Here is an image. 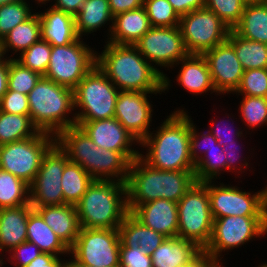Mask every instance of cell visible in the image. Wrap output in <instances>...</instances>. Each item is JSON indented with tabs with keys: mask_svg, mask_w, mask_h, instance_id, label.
I'll list each match as a JSON object with an SVG mask.
<instances>
[{
	"mask_svg": "<svg viewBox=\"0 0 267 267\" xmlns=\"http://www.w3.org/2000/svg\"><path fill=\"white\" fill-rule=\"evenodd\" d=\"M105 43L102 53H96V65L120 91L150 92L156 96L168 91L171 80L151 65L135 45Z\"/></svg>",
	"mask_w": 267,
	"mask_h": 267,
	"instance_id": "1",
	"label": "cell"
},
{
	"mask_svg": "<svg viewBox=\"0 0 267 267\" xmlns=\"http://www.w3.org/2000/svg\"><path fill=\"white\" fill-rule=\"evenodd\" d=\"M178 108L167 116L158 129L149 133L140 147L146 148L140 157L151 167L166 171H194L190 156L191 117ZM154 134V135H153Z\"/></svg>",
	"mask_w": 267,
	"mask_h": 267,
	"instance_id": "2",
	"label": "cell"
},
{
	"mask_svg": "<svg viewBox=\"0 0 267 267\" xmlns=\"http://www.w3.org/2000/svg\"><path fill=\"white\" fill-rule=\"evenodd\" d=\"M56 142L69 161L78 163L94 180L127 182L130 164L141 154L101 148L79 126L61 131Z\"/></svg>",
	"mask_w": 267,
	"mask_h": 267,
	"instance_id": "3",
	"label": "cell"
},
{
	"mask_svg": "<svg viewBox=\"0 0 267 267\" xmlns=\"http://www.w3.org/2000/svg\"><path fill=\"white\" fill-rule=\"evenodd\" d=\"M195 182L194 171L156 169L138 156L130 164L126 182L128 211L157 199L178 202Z\"/></svg>",
	"mask_w": 267,
	"mask_h": 267,
	"instance_id": "4",
	"label": "cell"
},
{
	"mask_svg": "<svg viewBox=\"0 0 267 267\" xmlns=\"http://www.w3.org/2000/svg\"><path fill=\"white\" fill-rule=\"evenodd\" d=\"M75 207L81 228L118 229L129 213L127 183L93 180Z\"/></svg>",
	"mask_w": 267,
	"mask_h": 267,
	"instance_id": "5",
	"label": "cell"
},
{
	"mask_svg": "<svg viewBox=\"0 0 267 267\" xmlns=\"http://www.w3.org/2000/svg\"><path fill=\"white\" fill-rule=\"evenodd\" d=\"M27 97L29 117L39 131L57 136L64 129L76 126V117L72 112L73 89L42 76Z\"/></svg>",
	"mask_w": 267,
	"mask_h": 267,
	"instance_id": "6",
	"label": "cell"
},
{
	"mask_svg": "<svg viewBox=\"0 0 267 267\" xmlns=\"http://www.w3.org/2000/svg\"><path fill=\"white\" fill-rule=\"evenodd\" d=\"M119 92L95 65L73 89L76 122L113 118Z\"/></svg>",
	"mask_w": 267,
	"mask_h": 267,
	"instance_id": "7",
	"label": "cell"
},
{
	"mask_svg": "<svg viewBox=\"0 0 267 267\" xmlns=\"http://www.w3.org/2000/svg\"><path fill=\"white\" fill-rule=\"evenodd\" d=\"M177 208V237L192 241L204 250L211 239L213 229L208 181H196L177 202Z\"/></svg>",
	"mask_w": 267,
	"mask_h": 267,
	"instance_id": "8",
	"label": "cell"
},
{
	"mask_svg": "<svg viewBox=\"0 0 267 267\" xmlns=\"http://www.w3.org/2000/svg\"><path fill=\"white\" fill-rule=\"evenodd\" d=\"M267 234V216H227L213 219L211 239L203 250L219 264L225 252ZM246 242V243H245Z\"/></svg>",
	"mask_w": 267,
	"mask_h": 267,
	"instance_id": "9",
	"label": "cell"
},
{
	"mask_svg": "<svg viewBox=\"0 0 267 267\" xmlns=\"http://www.w3.org/2000/svg\"><path fill=\"white\" fill-rule=\"evenodd\" d=\"M56 136L39 131L35 136L0 146V168L30 185Z\"/></svg>",
	"mask_w": 267,
	"mask_h": 267,
	"instance_id": "10",
	"label": "cell"
},
{
	"mask_svg": "<svg viewBox=\"0 0 267 267\" xmlns=\"http://www.w3.org/2000/svg\"><path fill=\"white\" fill-rule=\"evenodd\" d=\"M82 39L78 38L64 46H52L45 78L71 89L78 85L96 65L97 51L86 45Z\"/></svg>",
	"mask_w": 267,
	"mask_h": 267,
	"instance_id": "11",
	"label": "cell"
},
{
	"mask_svg": "<svg viewBox=\"0 0 267 267\" xmlns=\"http://www.w3.org/2000/svg\"><path fill=\"white\" fill-rule=\"evenodd\" d=\"M120 245L118 229L81 228L70 248L68 263L119 267Z\"/></svg>",
	"mask_w": 267,
	"mask_h": 267,
	"instance_id": "12",
	"label": "cell"
},
{
	"mask_svg": "<svg viewBox=\"0 0 267 267\" xmlns=\"http://www.w3.org/2000/svg\"><path fill=\"white\" fill-rule=\"evenodd\" d=\"M179 28L189 54L203 55L227 40L230 28L205 6L180 17Z\"/></svg>",
	"mask_w": 267,
	"mask_h": 267,
	"instance_id": "13",
	"label": "cell"
},
{
	"mask_svg": "<svg viewBox=\"0 0 267 267\" xmlns=\"http://www.w3.org/2000/svg\"><path fill=\"white\" fill-rule=\"evenodd\" d=\"M212 182L214 181H208V193L213 219L227 216H267V185L252 194L237 186L225 185L223 182L218 186Z\"/></svg>",
	"mask_w": 267,
	"mask_h": 267,
	"instance_id": "14",
	"label": "cell"
},
{
	"mask_svg": "<svg viewBox=\"0 0 267 267\" xmlns=\"http://www.w3.org/2000/svg\"><path fill=\"white\" fill-rule=\"evenodd\" d=\"M67 153L55 142L44 154L40 169L30 188V204L38 207L66 204L61 186Z\"/></svg>",
	"mask_w": 267,
	"mask_h": 267,
	"instance_id": "15",
	"label": "cell"
},
{
	"mask_svg": "<svg viewBox=\"0 0 267 267\" xmlns=\"http://www.w3.org/2000/svg\"><path fill=\"white\" fill-rule=\"evenodd\" d=\"M134 45L151 65L160 68L173 69L189 55L179 26L151 27Z\"/></svg>",
	"mask_w": 267,
	"mask_h": 267,
	"instance_id": "16",
	"label": "cell"
},
{
	"mask_svg": "<svg viewBox=\"0 0 267 267\" xmlns=\"http://www.w3.org/2000/svg\"><path fill=\"white\" fill-rule=\"evenodd\" d=\"M150 92L120 91L116 100L115 118L139 143L151 132L153 105Z\"/></svg>",
	"mask_w": 267,
	"mask_h": 267,
	"instance_id": "17",
	"label": "cell"
},
{
	"mask_svg": "<svg viewBox=\"0 0 267 267\" xmlns=\"http://www.w3.org/2000/svg\"><path fill=\"white\" fill-rule=\"evenodd\" d=\"M203 56L207 60L217 95L234 93L244 73L234 47L226 40L206 51Z\"/></svg>",
	"mask_w": 267,
	"mask_h": 267,
	"instance_id": "18",
	"label": "cell"
},
{
	"mask_svg": "<svg viewBox=\"0 0 267 267\" xmlns=\"http://www.w3.org/2000/svg\"><path fill=\"white\" fill-rule=\"evenodd\" d=\"M91 139L101 148L118 152H139L133 144H140L115 118L76 122Z\"/></svg>",
	"mask_w": 267,
	"mask_h": 267,
	"instance_id": "19",
	"label": "cell"
},
{
	"mask_svg": "<svg viewBox=\"0 0 267 267\" xmlns=\"http://www.w3.org/2000/svg\"><path fill=\"white\" fill-rule=\"evenodd\" d=\"M132 214L145 226L163 234L165 237H177V202L157 199L139 205Z\"/></svg>",
	"mask_w": 267,
	"mask_h": 267,
	"instance_id": "20",
	"label": "cell"
},
{
	"mask_svg": "<svg viewBox=\"0 0 267 267\" xmlns=\"http://www.w3.org/2000/svg\"><path fill=\"white\" fill-rule=\"evenodd\" d=\"M35 210L69 249L75 244L81 226L74 205L43 206Z\"/></svg>",
	"mask_w": 267,
	"mask_h": 267,
	"instance_id": "21",
	"label": "cell"
},
{
	"mask_svg": "<svg viewBox=\"0 0 267 267\" xmlns=\"http://www.w3.org/2000/svg\"><path fill=\"white\" fill-rule=\"evenodd\" d=\"M177 64H181V68L175 80L183 90L196 94L195 96L208 91L210 94H217L207 60L203 55L189 54Z\"/></svg>",
	"mask_w": 267,
	"mask_h": 267,
	"instance_id": "22",
	"label": "cell"
},
{
	"mask_svg": "<svg viewBox=\"0 0 267 267\" xmlns=\"http://www.w3.org/2000/svg\"><path fill=\"white\" fill-rule=\"evenodd\" d=\"M202 252L192 241L180 237H166L151 254V260L153 267H184Z\"/></svg>",
	"mask_w": 267,
	"mask_h": 267,
	"instance_id": "23",
	"label": "cell"
},
{
	"mask_svg": "<svg viewBox=\"0 0 267 267\" xmlns=\"http://www.w3.org/2000/svg\"><path fill=\"white\" fill-rule=\"evenodd\" d=\"M46 11V12H45ZM38 13L41 18V39L52 46H64L79 37L75 28L74 16L53 6Z\"/></svg>",
	"mask_w": 267,
	"mask_h": 267,
	"instance_id": "24",
	"label": "cell"
},
{
	"mask_svg": "<svg viewBox=\"0 0 267 267\" xmlns=\"http://www.w3.org/2000/svg\"><path fill=\"white\" fill-rule=\"evenodd\" d=\"M32 205L0 209V245L5 252L27 241V222Z\"/></svg>",
	"mask_w": 267,
	"mask_h": 267,
	"instance_id": "25",
	"label": "cell"
},
{
	"mask_svg": "<svg viewBox=\"0 0 267 267\" xmlns=\"http://www.w3.org/2000/svg\"><path fill=\"white\" fill-rule=\"evenodd\" d=\"M151 28L144 6L117 14L107 42L134 45Z\"/></svg>",
	"mask_w": 267,
	"mask_h": 267,
	"instance_id": "26",
	"label": "cell"
},
{
	"mask_svg": "<svg viewBox=\"0 0 267 267\" xmlns=\"http://www.w3.org/2000/svg\"><path fill=\"white\" fill-rule=\"evenodd\" d=\"M120 247H141L144 253L151 255L165 240V236L152 230L129 212L118 228Z\"/></svg>",
	"mask_w": 267,
	"mask_h": 267,
	"instance_id": "27",
	"label": "cell"
},
{
	"mask_svg": "<svg viewBox=\"0 0 267 267\" xmlns=\"http://www.w3.org/2000/svg\"><path fill=\"white\" fill-rule=\"evenodd\" d=\"M113 15L110 11L109 0H85L80 11L74 16L75 28L79 38L87 36L107 23L108 37L112 30ZM109 22V23H108ZM100 28V29H99ZM87 34V35H86Z\"/></svg>",
	"mask_w": 267,
	"mask_h": 267,
	"instance_id": "28",
	"label": "cell"
},
{
	"mask_svg": "<svg viewBox=\"0 0 267 267\" xmlns=\"http://www.w3.org/2000/svg\"><path fill=\"white\" fill-rule=\"evenodd\" d=\"M27 241L37 245L42 253H49L55 256L70 254V249L45 223L36 210H33L28 217Z\"/></svg>",
	"mask_w": 267,
	"mask_h": 267,
	"instance_id": "29",
	"label": "cell"
},
{
	"mask_svg": "<svg viewBox=\"0 0 267 267\" xmlns=\"http://www.w3.org/2000/svg\"><path fill=\"white\" fill-rule=\"evenodd\" d=\"M41 39V18L38 12L33 13L27 20L15 26L0 42L1 53L12 50L13 54L27 50ZM15 51V52H14Z\"/></svg>",
	"mask_w": 267,
	"mask_h": 267,
	"instance_id": "30",
	"label": "cell"
},
{
	"mask_svg": "<svg viewBox=\"0 0 267 267\" xmlns=\"http://www.w3.org/2000/svg\"><path fill=\"white\" fill-rule=\"evenodd\" d=\"M233 30L245 39L267 44V2L246 5Z\"/></svg>",
	"mask_w": 267,
	"mask_h": 267,
	"instance_id": "31",
	"label": "cell"
},
{
	"mask_svg": "<svg viewBox=\"0 0 267 267\" xmlns=\"http://www.w3.org/2000/svg\"><path fill=\"white\" fill-rule=\"evenodd\" d=\"M227 41L234 47L244 70L267 68V44L251 41L230 29Z\"/></svg>",
	"mask_w": 267,
	"mask_h": 267,
	"instance_id": "32",
	"label": "cell"
},
{
	"mask_svg": "<svg viewBox=\"0 0 267 267\" xmlns=\"http://www.w3.org/2000/svg\"><path fill=\"white\" fill-rule=\"evenodd\" d=\"M93 180L78 163L68 161L61 179L64 202L75 206Z\"/></svg>",
	"mask_w": 267,
	"mask_h": 267,
	"instance_id": "33",
	"label": "cell"
},
{
	"mask_svg": "<svg viewBox=\"0 0 267 267\" xmlns=\"http://www.w3.org/2000/svg\"><path fill=\"white\" fill-rule=\"evenodd\" d=\"M38 132L29 115L0 111V146L33 137Z\"/></svg>",
	"mask_w": 267,
	"mask_h": 267,
	"instance_id": "34",
	"label": "cell"
},
{
	"mask_svg": "<svg viewBox=\"0 0 267 267\" xmlns=\"http://www.w3.org/2000/svg\"><path fill=\"white\" fill-rule=\"evenodd\" d=\"M30 203L29 185L22 179L0 168V209Z\"/></svg>",
	"mask_w": 267,
	"mask_h": 267,
	"instance_id": "35",
	"label": "cell"
},
{
	"mask_svg": "<svg viewBox=\"0 0 267 267\" xmlns=\"http://www.w3.org/2000/svg\"><path fill=\"white\" fill-rule=\"evenodd\" d=\"M222 171L226 172V156L222 145L217 143L195 163L194 173L197 182H205L220 178Z\"/></svg>",
	"mask_w": 267,
	"mask_h": 267,
	"instance_id": "36",
	"label": "cell"
},
{
	"mask_svg": "<svg viewBox=\"0 0 267 267\" xmlns=\"http://www.w3.org/2000/svg\"><path fill=\"white\" fill-rule=\"evenodd\" d=\"M41 77L38 72L24 67L15 58L9 56L8 90L28 95Z\"/></svg>",
	"mask_w": 267,
	"mask_h": 267,
	"instance_id": "37",
	"label": "cell"
},
{
	"mask_svg": "<svg viewBox=\"0 0 267 267\" xmlns=\"http://www.w3.org/2000/svg\"><path fill=\"white\" fill-rule=\"evenodd\" d=\"M243 96L240 101L239 113L241 122H244L247 129L260 128L267 125V97Z\"/></svg>",
	"mask_w": 267,
	"mask_h": 267,
	"instance_id": "38",
	"label": "cell"
},
{
	"mask_svg": "<svg viewBox=\"0 0 267 267\" xmlns=\"http://www.w3.org/2000/svg\"><path fill=\"white\" fill-rule=\"evenodd\" d=\"M51 50L52 45L49 42L40 39L27 50L20 53V56L15 59L24 67L44 76L49 65Z\"/></svg>",
	"mask_w": 267,
	"mask_h": 267,
	"instance_id": "39",
	"label": "cell"
},
{
	"mask_svg": "<svg viewBox=\"0 0 267 267\" xmlns=\"http://www.w3.org/2000/svg\"><path fill=\"white\" fill-rule=\"evenodd\" d=\"M151 27H177L180 17L168 0H144Z\"/></svg>",
	"mask_w": 267,
	"mask_h": 267,
	"instance_id": "40",
	"label": "cell"
},
{
	"mask_svg": "<svg viewBox=\"0 0 267 267\" xmlns=\"http://www.w3.org/2000/svg\"><path fill=\"white\" fill-rule=\"evenodd\" d=\"M27 1L4 4L0 7V42L18 24L32 15Z\"/></svg>",
	"mask_w": 267,
	"mask_h": 267,
	"instance_id": "41",
	"label": "cell"
},
{
	"mask_svg": "<svg viewBox=\"0 0 267 267\" xmlns=\"http://www.w3.org/2000/svg\"><path fill=\"white\" fill-rule=\"evenodd\" d=\"M245 6L243 0H205V7L213 11L230 29L240 22Z\"/></svg>",
	"mask_w": 267,
	"mask_h": 267,
	"instance_id": "42",
	"label": "cell"
},
{
	"mask_svg": "<svg viewBox=\"0 0 267 267\" xmlns=\"http://www.w3.org/2000/svg\"><path fill=\"white\" fill-rule=\"evenodd\" d=\"M236 93L238 96L267 97V68L244 70Z\"/></svg>",
	"mask_w": 267,
	"mask_h": 267,
	"instance_id": "43",
	"label": "cell"
},
{
	"mask_svg": "<svg viewBox=\"0 0 267 267\" xmlns=\"http://www.w3.org/2000/svg\"><path fill=\"white\" fill-rule=\"evenodd\" d=\"M197 128L191 120V132H190V156L194 163H196L202 154L207 152L209 149L219 143L213 134L207 130L205 132L197 133ZM200 154V155H199Z\"/></svg>",
	"mask_w": 267,
	"mask_h": 267,
	"instance_id": "44",
	"label": "cell"
},
{
	"mask_svg": "<svg viewBox=\"0 0 267 267\" xmlns=\"http://www.w3.org/2000/svg\"><path fill=\"white\" fill-rule=\"evenodd\" d=\"M0 111L18 115H29L27 94L7 89L0 100Z\"/></svg>",
	"mask_w": 267,
	"mask_h": 267,
	"instance_id": "45",
	"label": "cell"
},
{
	"mask_svg": "<svg viewBox=\"0 0 267 267\" xmlns=\"http://www.w3.org/2000/svg\"><path fill=\"white\" fill-rule=\"evenodd\" d=\"M41 253L42 252L40 251L37 245L29 241H25L24 243H21L20 245L13 247L9 251V254H10L9 256L11 259L10 258H6V259L11 264H14L15 267H25L32 260L37 258Z\"/></svg>",
	"mask_w": 267,
	"mask_h": 267,
	"instance_id": "46",
	"label": "cell"
},
{
	"mask_svg": "<svg viewBox=\"0 0 267 267\" xmlns=\"http://www.w3.org/2000/svg\"><path fill=\"white\" fill-rule=\"evenodd\" d=\"M119 260V267H153L151 255L141 247H120Z\"/></svg>",
	"mask_w": 267,
	"mask_h": 267,
	"instance_id": "47",
	"label": "cell"
},
{
	"mask_svg": "<svg viewBox=\"0 0 267 267\" xmlns=\"http://www.w3.org/2000/svg\"><path fill=\"white\" fill-rule=\"evenodd\" d=\"M214 121H215V119L214 120L213 119L211 120L209 131L213 134V136L215 137V139L222 146L226 145V143L235 142L238 139L239 140H242L240 138H242V136L244 137V135H243V131L244 130H241L239 128L238 129L237 128L236 129H232L231 127H228V126H231L230 124H228V126L226 125L227 123H223L222 124L223 126H222L220 122H224V120L223 121L220 120V122H219L220 124L218 123V125H217V122L215 123ZM229 121L230 120H227L226 122H229ZM219 125H221V126H219ZM222 127H225V128H222ZM222 131H224V132H222Z\"/></svg>",
	"mask_w": 267,
	"mask_h": 267,
	"instance_id": "48",
	"label": "cell"
},
{
	"mask_svg": "<svg viewBox=\"0 0 267 267\" xmlns=\"http://www.w3.org/2000/svg\"><path fill=\"white\" fill-rule=\"evenodd\" d=\"M236 142H230V143H226V145L222 146L223 147V151L225 152V156H226V171H230V172H235V170L239 169L237 174H242V172H245L244 170L247 169V167L250 165L249 164V160L247 162V159L246 157L243 158V160L240 158L239 155L241 154H238L239 153V149L240 148H237L238 145H236ZM240 147V146H239ZM233 149V150H232ZM238 150V151H237ZM238 152V153H237ZM238 155V156H237ZM238 161H237V160ZM239 164V165H238ZM237 165L239 167H237ZM243 167V168H242ZM243 170V171H242Z\"/></svg>",
	"mask_w": 267,
	"mask_h": 267,
	"instance_id": "49",
	"label": "cell"
},
{
	"mask_svg": "<svg viewBox=\"0 0 267 267\" xmlns=\"http://www.w3.org/2000/svg\"><path fill=\"white\" fill-rule=\"evenodd\" d=\"M60 258L61 256L41 253L25 267H68V260L66 261Z\"/></svg>",
	"mask_w": 267,
	"mask_h": 267,
	"instance_id": "50",
	"label": "cell"
},
{
	"mask_svg": "<svg viewBox=\"0 0 267 267\" xmlns=\"http://www.w3.org/2000/svg\"><path fill=\"white\" fill-rule=\"evenodd\" d=\"M179 17L205 6V0H168Z\"/></svg>",
	"mask_w": 267,
	"mask_h": 267,
	"instance_id": "51",
	"label": "cell"
},
{
	"mask_svg": "<svg viewBox=\"0 0 267 267\" xmlns=\"http://www.w3.org/2000/svg\"><path fill=\"white\" fill-rule=\"evenodd\" d=\"M110 11L114 16L144 6V0H109Z\"/></svg>",
	"mask_w": 267,
	"mask_h": 267,
	"instance_id": "52",
	"label": "cell"
},
{
	"mask_svg": "<svg viewBox=\"0 0 267 267\" xmlns=\"http://www.w3.org/2000/svg\"><path fill=\"white\" fill-rule=\"evenodd\" d=\"M85 0H54L52 6L58 10L75 16L81 9Z\"/></svg>",
	"mask_w": 267,
	"mask_h": 267,
	"instance_id": "53",
	"label": "cell"
},
{
	"mask_svg": "<svg viewBox=\"0 0 267 267\" xmlns=\"http://www.w3.org/2000/svg\"><path fill=\"white\" fill-rule=\"evenodd\" d=\"M8 73H9V57H3L0 60V100L7 92L8 86Z\"/></svg>",
	"mask_w": 267,
	"mask_h": 267,
	"instance_id": "54",
	"label": "cell"
},
{
	"mask_svg": "<svg viewBox=\"0 0 267 267\" xmlns=\"http://www.w3.org/2000/svg\"><path fill=\"white\" fill-rule=\"evenodd\" d=\"M184 267H224L216 260H213L208 254L202 252L195 260L189 265Z\"/></svg>",
	"mask_w": 267,
	"mask_h": 267,
	"instance_id": "55",
	"label": "cell"
},
{
	"mask_svg": "<svg viewBox=\"0 0 267 267\" xmlns=\"http://www.w3.org/2000/svg\"><path fill=\"white\" fill-rule=\"evenodd\" d=\"M243 2L245 3V5H250V4H262V3H266L267 0H243Z\"/></svg>",
	"mask_w": 267,
	"mask_h": 267,
	"instance_id": "56",
	"label": "cell"
},
{
	"mask_svg": "<svg viewBox=\"0 0 267 267\" xmlns=\"http://www.w3.org/2000/svg\"><path fill=\"white\" fill-rule=\"evenodd\" d=\"M68 267H96V266H89L81 263H68Z\"/></svg>",
	"mask_w": 267,
	"mask_h": 267,
	"instance_id": "57",
	"label": "cell"
},
{
	"mask_svg": "<svg viewBox=\"0 0 267 267\" xmlns=\"http://www.w3.org/2000/svg\"><path fill=\"white\" fill-rule=\"evenodd\" d=\"M20 1H27V0H0V7L4 4H10V3H15V2H20Z\"/></svg>",
	"mask_w": 267,
	"mask_h": 267,
	"instance_id": "58",
	"label": "cell"
},
{
	"mask_svg": "<svg viewBox=\"0 0 267 267\" xmlns=\"http://www.w3.org/2000/svg\"><path fill=\"white\" fill-rule=\"evenodd\" d=\"M50 0H35V2L39 5L40 3L43 5H46V3H48ZM46 2V3H45ZM52 2V0H51Z\"/></svg>",
	"mask_w": 267,
	"mask_h": 267,
	"instance_id": "59",
	"label": "cell"
},
{
	"mask_svg": "<svg viewBox=\"0 0 267 267\" xmlns=\"http://www.w3.org/2000/svg\"><path fill=\"white\" fill-rule=\"evenodd\" d=\"M1 252L4 253V250L1 248V245H0V253H1ZM0 256H1V255H0ZM3 259H4L3 257H2V258L0 257V267H2V265H3L4 262H6V261H4Z\"/></svg>",
	"mask_w": 267,
	"mask_h": 267,
	"instance_id": "60",
	"label": "cell"
},
{
	"mask_svg": "<svg viewBox=\"0 0 267 267\" xmlns=\"http://www.w3.org/2000/svg\"><path fill=\"white\" fill-rule=\"evenodd\" d=\"M258 267H267V263H263L261 265H258Z\"/></svg>",
	"mask_w": 267,
	"mask_h": 267,
	"instance_id": "61",
	"label": "cell"
},
{
	"mask_svg": "<svg viewBox=\"0 0 267 267\" xmlns=\"http://www.w3.org/2000/svg\"><path fill=\"white\" fill-rule=\"evenodd\" d=\"M3 58L2 53H1V46H0V60Z\"/></svg>",
	"mask_w": 267,
	"mask_h": 267,
	"instance_id": "62",
	"label": "cell"
}]
</instances>
